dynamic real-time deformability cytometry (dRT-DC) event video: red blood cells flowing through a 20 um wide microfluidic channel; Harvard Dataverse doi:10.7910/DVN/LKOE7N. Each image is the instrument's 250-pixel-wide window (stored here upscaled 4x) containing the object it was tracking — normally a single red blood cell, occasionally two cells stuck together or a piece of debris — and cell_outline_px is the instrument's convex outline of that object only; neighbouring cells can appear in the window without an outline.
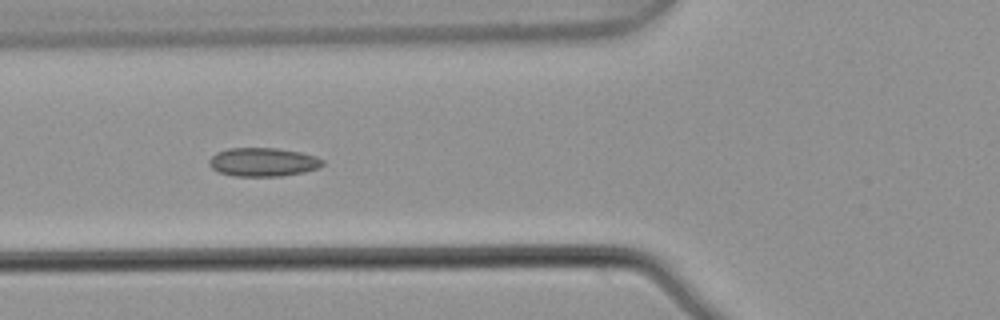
{"species": "common noctule bat (a hibernating species)", "species_latin": "Nyctalus noctula", "temperature_condition": "warm", "stored_images_in_passage": 6, "camera_frame_rate_fps": 3000, "um_per_image_px": 0.085, "animal": {"sex": "male", "body_mass_g": 21.5, "forearm_length_mm": 52.0}, "frame": {"image": 1, "passage_image": 4, "time_ms": 1.0, "image_size_px": [1000, 320], "cell_outline_px": [[324, 164], [320, 168], [304, 172], [280, 176], [236, 176], [220, 172], [212, 168], [208, 164], [208, 160], [216, 152], [228, 148], [276, 148], [300, 152], [316, 156], [324, 160]], "centroid_in_image_um": [22.37, 13.77], "position_along_channel_um": 103.4, "area_um2": 19.02}}
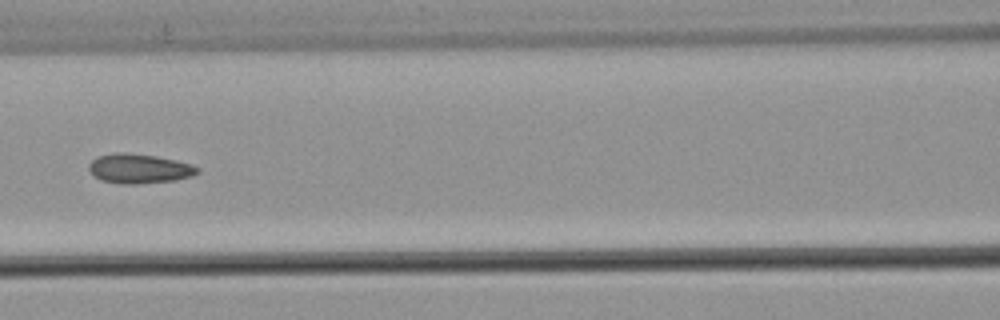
{"frame": {"image": 2, "passage_image": 5, "time_ms": 1.333, "image_size_px": [1000, 320], "cell_outline_px": [[200, 172], [192, 176], [176, 180], [140, 184], [120, 184], [100, 180], [88, 168], [88, 164], [96, 156], [116, 152], [124, 152], [156, 156], [176, 160], [192, 164], [200, 168]], "centroid_in_image_um": [11.85, 14.33], "position_along_channel_um": 154.8, "area_um2": 18.9}}